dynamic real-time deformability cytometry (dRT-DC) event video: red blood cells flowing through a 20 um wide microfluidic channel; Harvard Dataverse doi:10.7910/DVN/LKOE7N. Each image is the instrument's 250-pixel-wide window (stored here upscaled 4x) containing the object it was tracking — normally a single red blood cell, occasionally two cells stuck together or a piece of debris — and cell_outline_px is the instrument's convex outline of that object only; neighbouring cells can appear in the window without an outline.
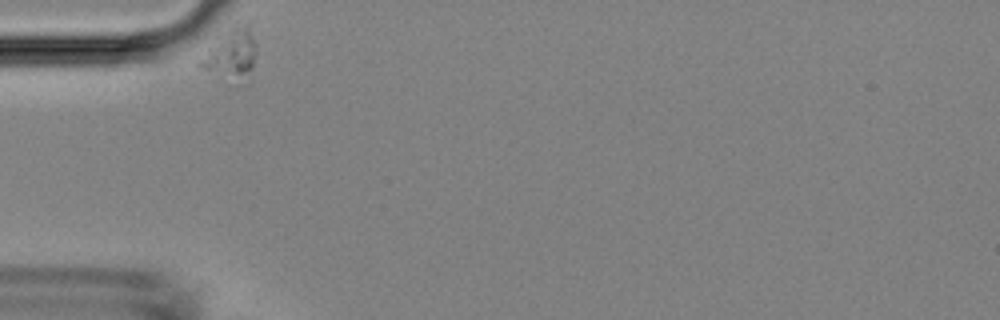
{"species": "Egyptian fruit bat (a non-hibernating species)", "species_latin": "Rousettus aegyptiacus", "temperature_condition": "room temperature", "stored_images_in_passage": 32, "camera_frame_rate_fps": 3000, "um_per_image_px": 0.085, "animal": {"sex": "female"}, "frame": {"image": 1, "passage_image": 1, "time_ms": 0.0, "image_size_px": [1000, 320], "cell_outline_px": [[256, 56], [252, 68], [244, 72], [236, 72], [200, 68], [196, 64], [216, 32], [236, 20], [256, 20]], "centroid_in_image_um": [19.69, 4.09], "position_along_channel_um": 65.3, "area_um2": 16.53}}
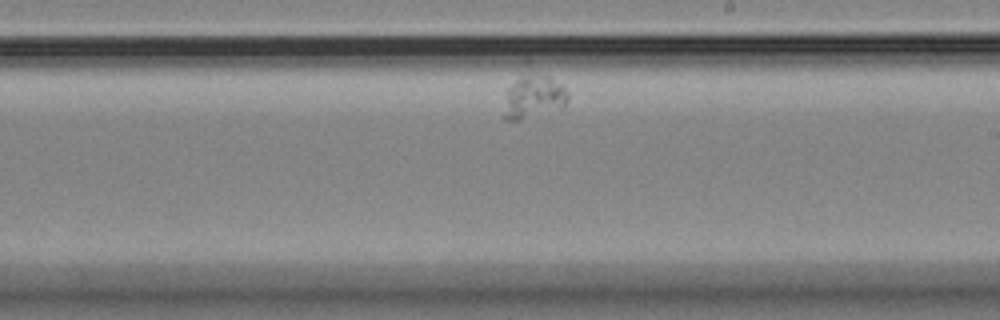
{"frame": {"image": 2, "passage_image": 19, "time_ms": 6.0, "image_size_px": [1000, 320], "cell_outline_px": [[568, 100], [560, 108], [520, 120], [504, 120], [500, 116], [508, 88], [520, 76], [548, 76], [560, 84], [568, 92]], "centroid_in_image_um": [45.29, 8.29], "position_along_channel_um": 243.7, "area_um2": 15.84}}
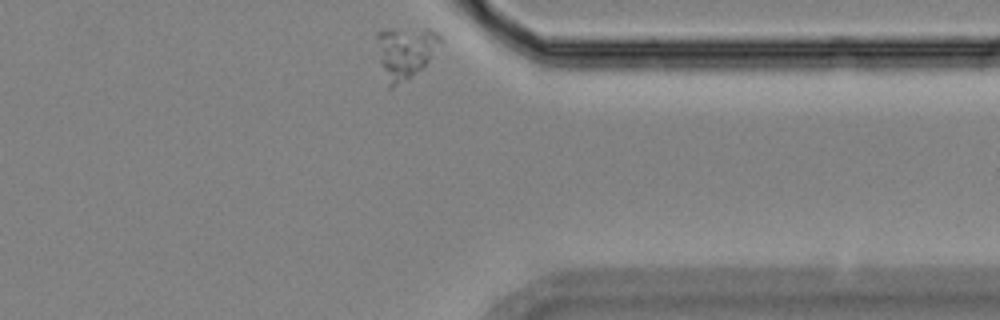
{"frame": {"image": 3, "passage_image": 32, "time_ms": 10.333, "image_size_px": [1000, 320], "cell_outline_px": [[444, 40], [428, 60], [408, 80], [392, 88], [388, 88], [380, 60], [376, 36], [376, 32], [384, 28], [428, 28], [436, 32]], "centroid_in_image_um": [34.44, 4.4], "position_along_channel_um": 377.0, "area_um2": 19.36}}